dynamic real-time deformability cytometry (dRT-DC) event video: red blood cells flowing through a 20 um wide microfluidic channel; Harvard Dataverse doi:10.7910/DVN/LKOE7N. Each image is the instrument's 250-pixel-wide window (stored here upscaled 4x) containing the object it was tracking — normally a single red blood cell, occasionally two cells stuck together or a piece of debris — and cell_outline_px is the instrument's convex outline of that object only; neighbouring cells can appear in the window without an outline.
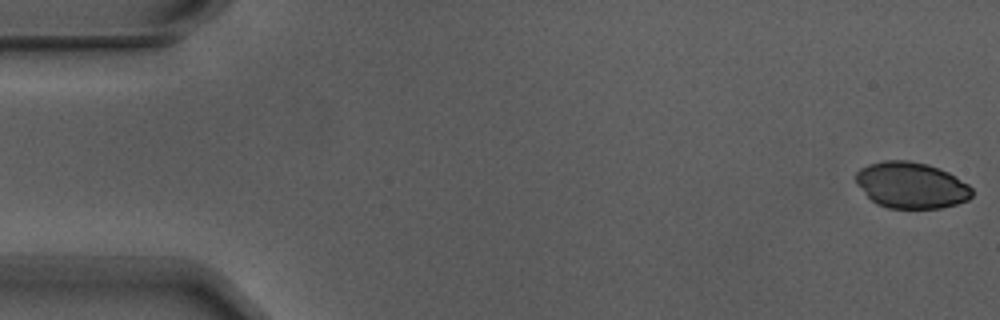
{"species": "Egyptian fruit bat (a non-hibernating species)", "species_latin": "Rousettus aegyptiacus", "temperature_condition": "warm", "stored_images_in_passage": 4, "camera_frame_rate_fps": 3000, "um_per_image_px": 0.085, "animal": {"sex": "male"}, "frame": {"image": 1, "passage_image": 1, "time_ms": 0.0, "image_size_px": [1000, 320], "cell_outline_px": [[972, 196], [968, 200], [956, 204], [940, 208], [888, 208], [876, 204], [856, 184], [856, 172], [860, 168], [868, 164], [884, 160], [908, 160], [928, 164], [948, 172], [968, 184], [972, 188]], "centroid_in_image_um": [77.44, 15.74], "position_along_channel_um": 7.6, "area_um2": 31.33}}